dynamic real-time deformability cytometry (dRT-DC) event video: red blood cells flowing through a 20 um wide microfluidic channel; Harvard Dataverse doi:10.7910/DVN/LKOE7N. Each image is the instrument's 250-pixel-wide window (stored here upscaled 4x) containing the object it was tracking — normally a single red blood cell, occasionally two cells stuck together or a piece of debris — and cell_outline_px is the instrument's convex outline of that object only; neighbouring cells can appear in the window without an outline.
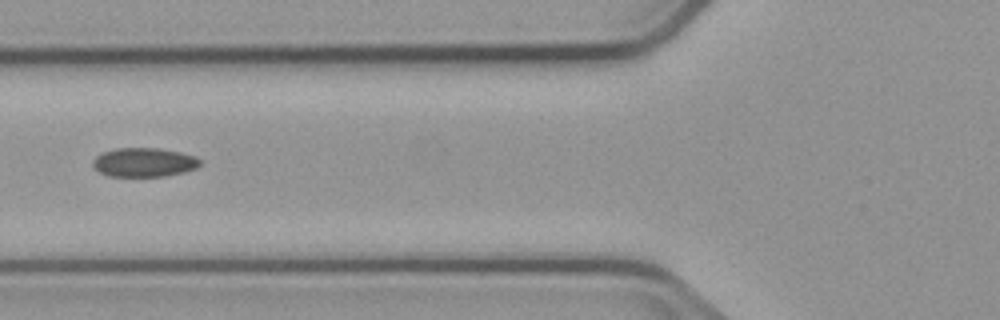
{"species": "common noctule bat (a hibernating species)", "species_latin": "Nyctalus noctula", "temperature_condition": "cold", "stored_images_in_passage": 5, "camera_frame_rate_fps": 3000, "um_per_image_px": 0.085, "animal": {"sex": "male", "body_mass_g": 23.1, "forearm_length_mm": 52.7}, "frame": {"image": 1, "passage_image": 5, "time_ms": 5.0, "image_size_px": [1000, 320], "cell_outline_px": [[200, 164], [196, 168], [184, 172], [164, 176], [108, 176], [100, 172], [92, 164], [92, 160], [96, 156], [104, 152], [116, 148], [156, 148], [180, 152], [196, 156], [200, 160]], "centroid_in_image_um": [12.25, 13.79], "position_along_channel_um": 113.6, "area_um2": 18.03}}